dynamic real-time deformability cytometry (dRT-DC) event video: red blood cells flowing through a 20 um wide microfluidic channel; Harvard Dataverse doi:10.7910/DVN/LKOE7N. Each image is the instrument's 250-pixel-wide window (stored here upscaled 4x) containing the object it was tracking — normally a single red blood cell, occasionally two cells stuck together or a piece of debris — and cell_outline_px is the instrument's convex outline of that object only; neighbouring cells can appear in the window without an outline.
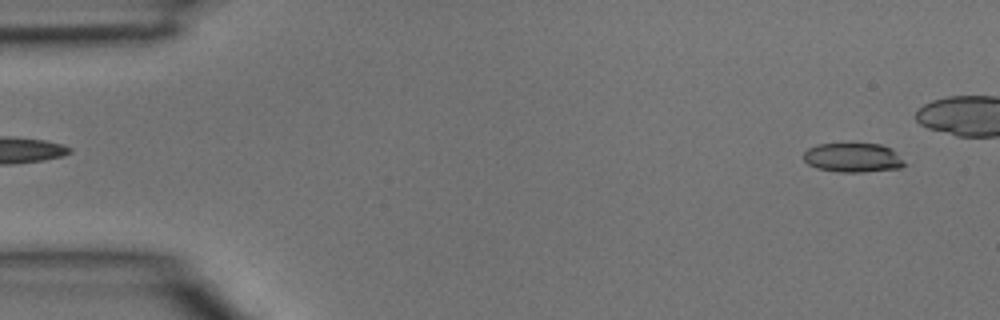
{"species": "common noctule bat (a hibernating species)", "species_latin": "Nyctalus noctula", "temperature_condition": "room temperature", "stored_images_in_passage": 5, "segment_of_instrument_passage": [2, 2], "camera_frame_rate_fps": 3000, "um_per_image_px": 0.085, "animal": {"sex": "male", "body_mass_g": 15.6}, "frame": {"image": 1, "passage_image": 5, "time_ms": 1.333, "image_size_px": [1000, 320], "cell_outline_px": [[908, 164], [900, 168], [864, 172], [840, 172], [816, 168], [808, 164], [804, 160], [804, 152], [808, 148], [816, 144], [880, 144], [892, 148]], "centroid_in_image_um": [72.53, 13.4], "position_along_channel_um": 12.5, "area_um2": 17.34}}